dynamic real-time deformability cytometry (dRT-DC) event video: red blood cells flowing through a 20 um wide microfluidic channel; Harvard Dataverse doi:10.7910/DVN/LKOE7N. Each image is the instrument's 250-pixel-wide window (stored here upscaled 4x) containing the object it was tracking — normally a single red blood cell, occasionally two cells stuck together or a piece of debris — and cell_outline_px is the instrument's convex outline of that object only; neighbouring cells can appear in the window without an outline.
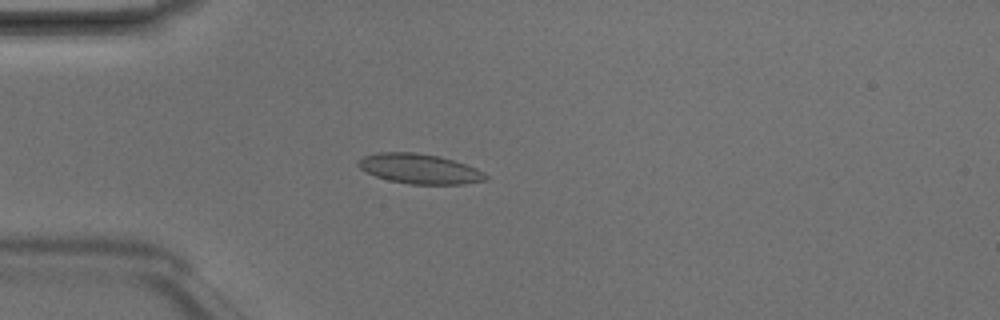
{"species": "Egyptian fruit bat (a non-hibernating species)", "species_latin": "Rousettus aegyptiacus", "temperature_condition": "room temperature", "stored_images_in_passage": 4, "camera_frame_rate_fps": 3000, "um_per_image_px": 0.085, "animal": {"sex": "male"}, "frame": {"image": 1, "passage_image": 3, "time_ms": 0.667, "image_size_px": [1000, 320], "cell_outline_px": [[488, 180], [464, 184], [408, 184], [388, 180], [376, 176], [360, 168], [356, 164], [356, 160], [364, 156], [380, 152], [416, 152], [440, 156], [476, 168], [484, 172], [488, 176]], "centroid_in_image_um": [35.66, 14.35], "position_along_channel_um": 49.3, "area_um2": 22.25}}